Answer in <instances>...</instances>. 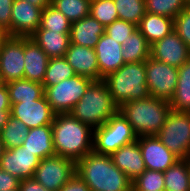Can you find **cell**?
<instances>
[{"label": "cell", "mask_w": 190, "mask_h": 191, "mask_svg": "<svg viewBox=\"0 0 190 191\" xmlns=\"http://www.w3.org/2000/svg\"><path fill=\"white\" fill-rule=\"evenodd\" d=\"M22 147L33 153L40 160L56 155L52 138V125L35 127L28 130V136Z\"/></svg>", "instance_id": "obj_23"}, {"label": "cell", "mask_w": 190, "mask_h": 191, "mask_svg": "<svg viewBox=\"0 0 190 191\" xmlns=\"http://www.w3.org/2000/svg\"><path fill=\"white\" fill-rule=\"evenodd\" d=\"M139 136H156L171 111L167 100L148 97L123 103L118 109Z\"/></svg>", "instance_id": "obj_3"}, {"label": "cell", "mask_w": 190, "mask_h": 191, "mask_svg": "<svg viewBox=\"0 0 190 191\" xmlns=\"http://www.w3.org/2000/svg\"><path fill=\"white\" fill-rule=\"evenodd\" d=\"M59 191H90L85 182L75 173Z\"/></svg>", "instance_id": "obj_41"}, {"label": "cell", "mask_w": 190, "mask_h": 191, "mask_svg": "<svg viewBox=\"0 0 190 191\" xmlns=\"http://www.w3.org/2000/svg\"><path fill=\"white\" fill-rule=\"evenodd\" d=\"M18 191H50L43 187L33 177L21 179Z\"/></svg>", "instance_id": "obj_42"}, {"label": "cell", "mask_w": 190, "mask_h": 191, "mask_svg": "<svg viewBox=\"0 0 190 191\" xmlns=\"http://www.w3.org/2000/svg\"><path fill=\"white\" fill-rule=\"evenodd\" d=\"M119 20L138 26L145 15V0H114Z\"/></svg>", "instance_id": "obj_32"}, {"label": "cell", "mask_w": 190, "mask_h": 191, "mask_svg": "<svg viewBox=\"0 0 190 191\" xmlns=\"http://www.w3.org/2000/svg\"><path fill=\"white\" fill-rule=\"evenodd\" d=\"M94 49L97 55L100 77L102 79L109 73L117 71L125 64L122 56V45L109 37L106 33L100 37Z\"/></svg>", "instance_id": "obj_18"}, {"label": "cell", "mask_w": 190, "mask_h": 191, "mask_svg": "<svg viewBox=\"0 0 190 191\" xmlns=\"http://www.w3.org/2000/svg\"><path fill=\"white\" fill-rule=\"evenodd\" d=\"M188 165H189V173H190V157L187 158Z\"/></svg>", "instance_id": "obj_48"}, {"label": "cell", "mask_w": 190, "mask_h": 191, "mask_svg": "<svg viewBox=\"0 0 190 191\" xmlns=\"http://www.w3.org/2000/svg\"><path fill=\"white\" fill-rule=\"evenodd\" d=\"M150 57L180 68L190 58V49L174 30L151 45Z\"/></svg>", "instance_id": "obj_13"}, {"label": "cell", "mask_w": 190, "mask_h": 191, "mask_svg": "<svg viewBox=\"0 0 190 191\" xmlns=\"http://www.w3.org/2000/svg\"><path fill=\"white\" fill-rule=\"evenodd\" d=\"M11 108H0V132L10 117Z\"/></svg>", "instance_id": "obj_44"}, {"label": "cell", "mask_w": 190, "mask_h": 191, "mask_svg": "<svg viewBox=\"0 0 190 191\" xmlns=\"http://www.w3.org/2000/svg\"><path fill=\"white\" fill-rule=\"evenodd\" d=\"M0 108H11L9 91L6 84H0Z\"/></svg>", "instance_id": "obj_43"}, {"label": "cell", "mask_w": 190, "mask_h": 191, "mask_svg": "<svg viewBox=\"0 0 190 191\" xmlns=\"http://www.w3.org/2000/svg\"><path fill=\"white\" fill-rule=\"evenodd\" d=\"M42 9L26 0H14L12 4L10 36L30 37L41 25Z\"/></svg>", "instance_id": "obj_14"}, {"label": "cell", "mask_w": 190, "mask_h": 191, "mask_svg": "<svg viewBox=\"0 0 190 191\" xmlns=\"http://www.w3.org/2000/svg\"><path fill=\"white\" fill-rule=\"evenodd\" d=\"M20 179L0 168V191L18 190Z\"/></svg>", "instance_id": "obj_40"}, {"label": "cell", "mask_w": 190, "mask_h": 191, "mask_svg": "<svg viewBox=\"0 0 190 191\" xmlns=\"http://www.w3.org/2000/svg\"><path fill=\"white\" fill-rule=\"evenodd\" d=\"M104 33L105 27L88 15L71 23L70 40L75 45L95 48Z\"/></svg>", "instance_id": "obj_21"}, {"label": "cell", "mask_w": 190, "mask_h": 191, "mask_svg": "<svg viewBox=\"0 0 190 191\" xmlns=\"http://www.w3.org/2000/svg\"><path fill=\"white\" fill-rule=\"evenodd\" d=\"M137 141L147 170L164 172L180 160L157 136H139Z\"/></svg>", "instance_id": "obj_15"}, {"label": "cell", "mask_w": 190, "mask_h": 191, "mask_svg": "<svg viewBox=\"0 0 190 191\" xmlns=\"http://www.w3.org/2000/svg\"><path fill=\"white\" fill-rule=\"evenodd\" d=\"M49 57L30 38L24 37V78L42 83Z\"/></svg>", "instance_id": "obj_20"}, {"label": "cell", "mask_w": 190, "mask_h": 191, "mask_svg": "<svg viewBox=\"0 0 190 191\" xmlns=\"http://www.w3.org/2000/svg\"><path fill=\"white\" fill-rule=\"evenodd\" d=\"M146 84L150 97L170 102L178 80V68L149 57L145 61Z\"/></svg>", "instance_id": "obj_10"}, {"label": "cell", "mask_w": 190, "mask_h": 191, "mask_svg": "<svg viewBox=\"0 0 190 191\" xmlns=\"http://www.w3.org/2000/svg\"><path fill=\"white\" fill-rule=\"evenodd\" d=\"M136 30L137 26L135 24L119 19L105 27V33L121 45H123L125 39L132 35Z\"/></svg>", "instance_id": "obj_37"}, {"label": "cell", "mask_w": 190, "mask_h": 191, "mask_svg": "<svg viewBox=\"0 0 190 191\" xmlns=\"http://www.w3.org/2000/svg\"><path fill=\"white\" fill-rule=\"evenodd\" d=\"M122 47V56L125 63L144 62L150 57L151 45L138 29L125 39Z\"/></svg>", "instance_id": "obj_28"}, {"label": "cell", "mask_w": 190, "mask_h": 191, "mask_svg": "<svg viewBox=\"0 0 190 191\" xmlns=\"http://www.w3.org/2000/svg\"><path fill=\"white\" fill-rule=\"evenodd\" d=\"M39 162L40 159L26 150V147L19 146L3 150L0 168L21 180L33 177Z\"/></svg>", "instance_id": "obj_16"}, {"label": "cell", "mask_w": 190, "mask_h": 191, "mask_svg": "<svg viewBox=\"0 0 190 191\" xmlns=\"http://www.w3.org/2000/svg\"><path fill=\"white\" fill-rule=\"evenodd\" d=\"M3 150H4V147H3V143H2L1 138H0V158L2 156Z\"/></svg>", "instance_id": "obj_46"}, {"label": "cell", "mask_w": 190, "mask_h": 191, "mask_svg": "<svg viewBox=\"0 0 190 191\" xmlns=\"http://www.w3.org/2000/svg\"><path fill=\"white\" fill-rule=\"evenodd\" d=\"M28 3L41 8L42 10L51 4V0H26Z\"/></svg>", "instance_id": "obj_45"}, {"label": "cell", "mask_w": 190, "mask_h": 191, "mask_svg": "<svg viewBox=\"0 0 190 191\" xmlns=\"http://www.w3.org/2000/svg\"><path fill=\"white\" fill-rule=\"evenodd\" d=\"M29 128L21 121L10 115L7 123L0 132L4 149L22 146L28 136Z\"/></svg>", "instance_id": "obj_29"}, {"label": "cell", "mask_w": 190, "mask_h": 191, "mask_svg": "<svg viewBox=\"0 0 190 191\" xmlns=\"http://www.w3.org/2000/svg\"><path fill=\"white\" fill-rule=\"evenodd\" d=\"M179 159L190 156V112L170 111L156 135Z\"/></svg>", "instance_id": "obj_7"}, {"label": "cell", "mask_w": 190, "mask_h": 191, "mask_svg": "<svg viewBox=\"0 0 190 191\" xmlns=\"http://www.w3.org/2000/svg\"><path fill=\"white\" fill-rule=\"evenodd\" d=\"M76 174L90 191H132V181L114 165L110 155L86 154L76 162Z\"/></svg>", "instance_id": "obj_2"}, {"label": "cell", "mask_w": 190, "mask_h": 191, "mask_svg": "<svg viewBox=\"0 0 190 191\" xmlns=\"http://www.w3.org/2000/svg\"><path fill=\"white\" fill-rule=\"evenodd\" d=\"M164 174V191H190V173L187 159H180Z\"/></svg>", "instance_id": "obj_27"}, {"label": "cell", "mask_w": 190, "mask_h": 191, "mask_svg": "<svg viewBox=\"0 0 190 191\" xmlns=\"http://www.w3.org/2000/svg\"><path fill=\"white\" fill-rule=\"evenodd\" d=\"M14 0H0V30L10 36L12 4Z\"/></svg>", "instance_id": "obj_39"}, {"label": "cell", "mask_w": 190, "mask_h": 191, "mask_svg": "<svg viewBox=\"0 0 190 191\" xmlns=\"http://www.w3.org/2000/svg\"><path fill=\"white\" fill-rule=\"evenodd\" d=\"M49 58L64 57L71 43L70 33L37 29L30 37Z\"/></svg>", "instance_id": "obj_22"}, {"label": "cell", "mask_w": 190, "mask_h": 191, "mask_svg": "<svg viewBox=\"0 0 190 191\" xmlns=\"http://www.w3.org/2000/svg\"><path fill=\"white\" fill-rule=\"evenodd\" d=\"M119 107L114 103L106 82L93 81L82 98L69 112L80 122L93 129L105 124Z\"/></svg>", "instance_id": "obj_5"}, {"label": "cell", "mask_w": 190, "mask_h": 191, "mask_svg": "<svg viewBox=\"0 0 190 191\" xmlns=\"http://www.w3.org/2000/svg\"><path fill=\"white\" fill-rule=\"evenodd\" d=\"M137 138L132 126L118 110L105 124L94 129L93 151L111 155L120 147L135 142Z\"/></svg>", "instance_id": "obj_6"}, {"label": "cell", "mask_w": 190, "mask_h": 191, "mask_svg": "<svg viewBox=\"0 0 190 191\" xmlns=\"http://www.w3.org/2000/svg\"><path fill=\"white\" fill-rule=\"evenodd\" d=\"M5 36H6L5 33H3V32L0 30V42H1V40H2Z\"/></svg>", "instance_id": "obj_47"}, {"label": "cell", "mask_w": 190, "mask_h": 191, "mask_svg": "<svg viewBox=\"0 0 190 191\" xmlns=\"http://www.w3.org/2000/svg\"><path fill=\"white\" fill-rule=\"evenodd\" d=\"M72 66L64 57L49 58L45 78L42 82L44 87L57 85L59 82L75 76Z\"/></svg>", "instance_id": "obj_30"}, {"label": "cell", "mask_w": 190, "mask_h": 191, "mask_svg": "<svg viewBox=\"0 0 190 191\" xmlns=\"http://www.w3.org/2000/svg\"><path fill=\"white\" fill-rule=\"evenodd\" d=\"M52 138L56 155L77 162L93 151L94 129L70 113H57L53 119Z\"/></svg>", "instance_id": "obj_1"}, {"label": "cell", "mask_w": 190, "mask_h": 191, "mask_svg": "<svg viewBox=\"0 0 190 191\" xmlns=\"http://www.w3.org/2000/svg\"><path fill=\"white\" fill-rule=\"evenodd\" d=\"M169 104L172 111L190 112V58L178 68L177 86Z\"/></svg>", "instance_id": "obj_25"}, {"label": "cell", "mask_w": 190, "mask_h": 191, "mask_svg": "<svg viewBox=\"0 0 190 191\" xmlns=\"http://www.w3.org/2000/svg\"><path fill=\"white\" fill-rule=\"evenodd\" d=\"M147 42L152 45L154 42L163 39L174 31V19L145 12V15L137 26Z\"/></svg>", "instance_id": "obj_24"}, {"label": "cell", "mask_w": 190, "mask_h": 191, "mask_svg": "<svg viewBox=\"0 0 190 191\" xmlns=\"http://www.w3.org/2000/svg\"><path fill=\"white\" fill-rule=\"evenodd\" d=\"M187 6L188 0H145L146 12L167 16L172 19Z\"/></svg>", "instance_id": "obj_34"}, {"label": "cell", "mask_w": 190, "mask_h": 191, "mask_svg": "<svg viewBox=\"0 0 190 191\" xmlns=\"http://www.w3.org/2000/svg\"><path fill=\"white\" fill-rule=\"evenodd\" d=\"M92 82L90 78L75 75L57 85L44 87V96L56 114L69 113Z\"/></svg>", "instance_id": "obj_8"}, {"label": "cell", "mask_w": 190, "mask_h": 191, "mask_svg": "<svg viewBox=\"0 0 190 191\" xmlns=\"http://www.w3.org/2000/svg\"><path fill=\"white\" fill-rule=\"evenodd\" d=\"M91 0H51V5L71 23L90 15Z\"/></svg>", "instance_id": "obj_31"}, {"label": "cell", "mask_w": 190, "mask_h": 191, "mask_svg": "<svg viewBox=\"0 0 190 191\" xmlns=\"http://www.w3.org/2000/svg\"><path fill=\"white\" fill-rule=\"evenodd\" d=\"M55 114L45 96L33 101L11 104L10 115L21 120L29 129L51 125Z\"/></svg>", "instance_id": "obj_12"}, {"label": "cell", "mask_w": 190, "mask_h": 191, "mask_svg": "<svg viewBox=\"0 0 190 191\" xmlns=\"http://www.w3.org/2000/svg\"><path fill=\"white\" fill-rule=\"evenodd\" d=\"M64 58L72 66L76 75L90 78L93 81L102 80L94 48L70 43Z\"/></svg>", "instance_id": "obj_17"}, {"label": "cell", "mask_w": 190, "mask_h": 191, "mask_svg": "<svg viewBox=\"0 0 190 191\" xmlns=\"http://www.w3.org/2000/svg\"><path fill=\"white\" fill-rule=\"evenodd\" d=\"M38 29L70 33L71 22L51 4L42 10L41 25Z\"/></svg>", "instance_id": "obj_33"}, {"label": "cell", "mask_w": 190, "mask_h": 191, "mask_svg": "<svg viewBox=\"0 0 190 191\" xmlns=\"http://www.w3.org/2000/svg\"><path fill=\"white\" fill-rule=\"evenodd\" d=\"M132 191H164L163 172L146 169L132 181Z\"/></svg>", "instance_id": "obj_36"}, {"label": "cell", "mask_w": 190, "mask_h": 191, "mask_svg": "<svg viewBox=\"0 0 190 191\" xmlns=\"http://www.w3.org/2000/svg\"><path fill=\"white\" fill-rule=\"evenodd\" d=\"M103 80L118 107L129 101L150 97L146 84L145 61L125 63L117 71L109 73Z\"/></svg>", "instance_id": "obj_4"}, {"label": "cell", "mask_w": 190, "mask_h": 191, "mask_svg": "<svg viewBox=\"0 0 190 191\" xmlns=\"http://www.w3.org/2000/svg\"><path fill=\"white\" fill-rule=\"evenodd\" d=\"M24 37L5 36L0 42V82L24 78Z\"/></svg>", "instance_id": "obj_11"}, {"label": "cell", "mask_w": 190, "mask_h": 191, "mask_svg": "<svg viewBox=\"0 0 190 191\" xmlns=\"http://www.w3.org/2000/svg\"><path fill=\"white\" fill-rule=\"evenodd\" d=\"M76 173V162L53 155L40 160L33 178L50 191H59Z\"/></svg>", "instance_id": "obj_9"}, {"label": "cell", "mask_w": 190, "mask_h": 191, "mask_svg": "<svg viewBox=\"0 0 190 191\" xmlns=\"http://www.w3.org/2000/svg\"><path fill=\"white\" fill-rule=\"evenodd\" d=\"M110 157L114 165L120 171H123L131 181H134L146 170L137 140L120 147L117 151L113 152Z\"/></svg>", "instance_id": "obj_19"}, {"label": "cell", "mask_w": 190, "mask_h": 191, "mask_svg": "<svg viewBox=\"0 0 190 191\" xmlns=\"http://www.w3.org/2000/svg\"><path fill=\"white\" fill-rule=\"evenodd\" d=\"M174 30L177 32L181 40L190 49V6L184 8L174 18Z\"/></svg>", "instance_id": "obj_38"}, {"label": "cell", "mask_w": 190, "mask_h": 191, "mask_svg": "<svg viewBox=\"0 0 190 191\" xmlns=\"http://www.w3.org/2000/svg\"><path fill=\"white\" fill-rule=\"evenodd\" d=\"M90 15L104 27L119 19L114 0H91Z\"/></svg>", "instance_id": "obj_35"}, {"label": "cell", "mask_w": 190, "mask_h": 191, "mask_svg": "<svg viewBox=\"0 0 190 191\" xmlns=\"http://www.w3.org/2000/svg\"><path fill=\"white\" fill-rule=\"evenodd\" d=\"M6 86L11 104L20 103V101H33L44 96L42 83L25 78L8 82Z\"/></svg>", "instance_id": "obj_26"}]
</instances>
